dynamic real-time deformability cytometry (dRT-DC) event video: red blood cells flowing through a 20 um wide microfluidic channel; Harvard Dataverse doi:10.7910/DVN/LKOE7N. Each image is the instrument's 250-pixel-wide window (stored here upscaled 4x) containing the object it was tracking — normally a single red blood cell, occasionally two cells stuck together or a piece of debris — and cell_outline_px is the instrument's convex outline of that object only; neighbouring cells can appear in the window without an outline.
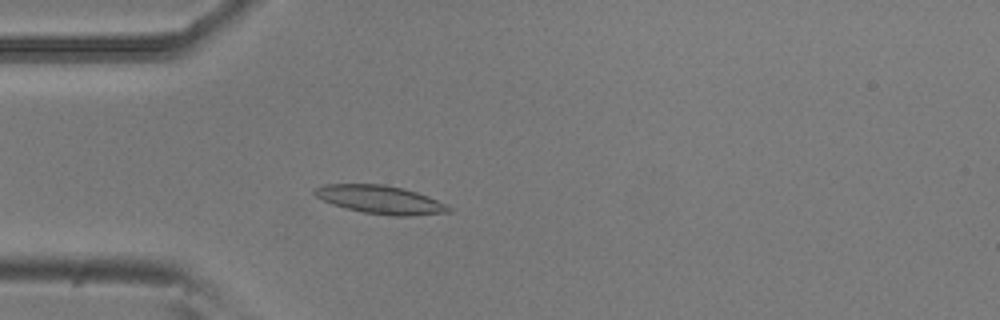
{"species": "common noctule bat (a hibernating species)", "species_latin": "Nyctalus noctula", "temperature_condition": "room temperature", "stored_images_in_passage": 54, "camera_frame_rate_fps": 3000, "um_per_image_px": 0.085, "animal": {"sex": "male", "body_mass_g": 20.5, "forearm_length_mm": 52.5}, "frame": {"image": 1, "passage_image": 15, "time_ms": 4.667, "image_size_px": [1000, 320], "cell_outline_px": [[452, 212], [412, 216], [392, 216], [364, 212], [332, 204], [316, 196], [312, 192], [312, 188], [324, 184], [384, 184], [404, 188], [428, 196], [452, 208]], "centroid_in_image_um": [32.32, 16.96], "position_along_channel_um": 52.7, "area_um2": 22.08}}
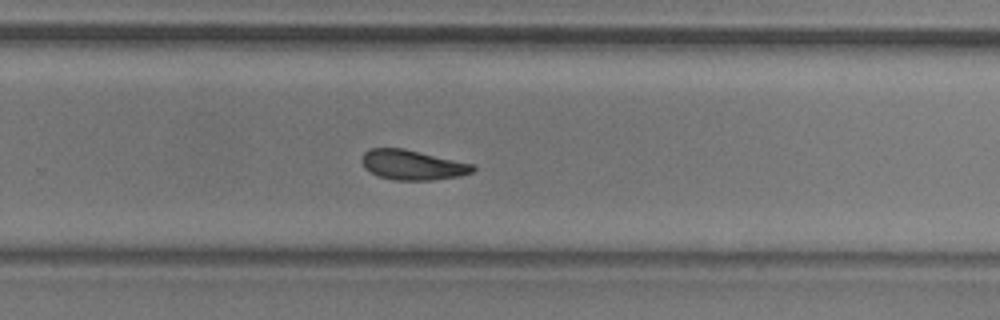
{"frame": {"image": 2, "passage_image": 35, "time_ms": 11.333, "image_size_px": [1000, 320], "cell_outline_px": [[476, 168], [472, 172], [460, 176], [432, 180], [392, 180], [380, 176], [364, 168], [360, 160], [364, 152], [368, 148], [404, 148], [476, 164]], "centroid_in_image_um": [35.08, 14.01], "position_along_channel_um": 294.7, "area_um2": 19.59}}
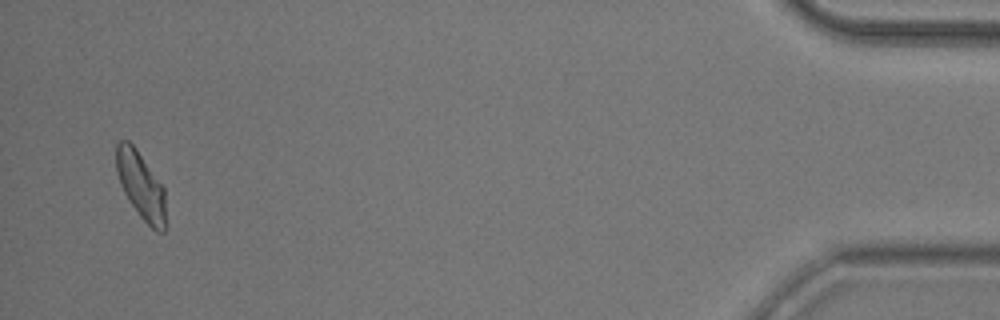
{"frame": {"image": 3, "passage_image": 52, "time_ms": 17.0, "image_size_px": [1000, 320], "cell_outline_px": [[164, 232], [156, 232], [140, 216], [128, 200], [120, 184], [116, 172], [116, 144], [120, 140], [128, 140], [136, 148], [164, 188]], "centroid_in_image_um": [11.94, 15.74], "position_along_channel_um": 423.3, "area_um2": 19.07}, "authors_computed_cell_mechanics": {"area_um2": 20.0855, "velocity_mm_per_s": 3.7468, "shape_relaxation_time_tau1_ms": 5.8984, "shape_relaxation_time_tau2_ms": 2.2203, "deformation_change_tau1": 0.1418, "deformation_change_tau2": 0.0828}}